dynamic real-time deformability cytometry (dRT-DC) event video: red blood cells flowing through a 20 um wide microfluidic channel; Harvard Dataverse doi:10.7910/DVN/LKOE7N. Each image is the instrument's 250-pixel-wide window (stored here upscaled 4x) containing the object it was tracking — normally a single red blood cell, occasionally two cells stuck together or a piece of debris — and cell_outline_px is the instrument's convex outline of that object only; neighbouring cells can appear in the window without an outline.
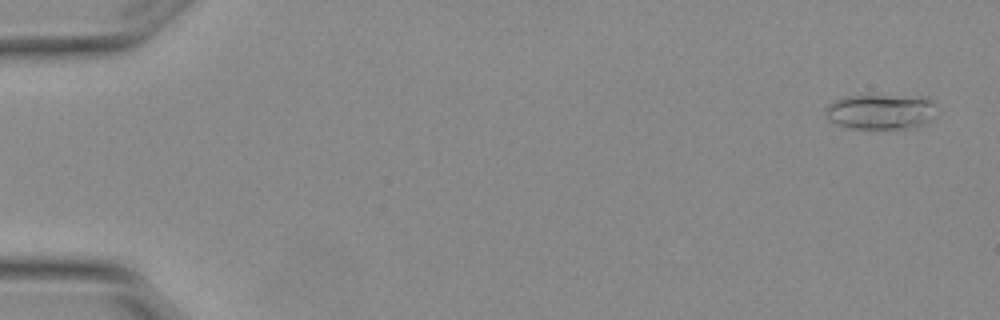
{"species": "Egyptian fruit bat (a non-hibernating species)", "species_latin": "Rousettus aegyptiacus", "temperature_condition": "warm", "stored_images_in_passage": 4, "camera_frame_rate_fps": 3000, "um_per_image_px": 0.085, "animal": {"sex": "female"}, "frame": {"image": 1, "passage_image": 1, "time_ms": 0.0, "image_size_px": [1000, 320], "cell_outline_px": [[936, 104], [928, 120], [924, 124], [904, 128], [848, 128], [836, 124], [828, 120], [824, 108], [828, 104], [836, 100], [848, 96], [928, 96]], "centroid_in_image_um": [74.82, 9.48], "position_along_channel_um": 10.2, "area_um2": 22.54}}